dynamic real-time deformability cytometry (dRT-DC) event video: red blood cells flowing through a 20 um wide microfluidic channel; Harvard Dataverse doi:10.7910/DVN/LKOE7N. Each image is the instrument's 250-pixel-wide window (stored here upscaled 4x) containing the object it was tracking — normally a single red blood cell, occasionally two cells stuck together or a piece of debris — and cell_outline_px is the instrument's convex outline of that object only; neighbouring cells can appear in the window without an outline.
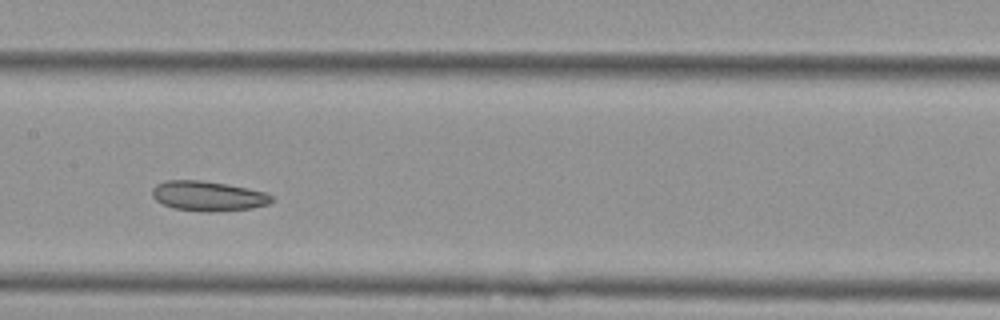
{"species": "Egyptian fruit bat (a non-hibernating species)", "species_latin": "Rousettus aegyptiacus", "temperature_condition": "cold", "stored_images_in_passage": 9, "camera_frame_rate_fps": 3000, "um_per_image_px": 0.085, "animal": {"sex": "female"}, "frame": {"image": 1, "passage_image": 6, "time_ms": 1.667, "image_size_px": [1000, 320], "cell_outline_px": [[272, 200], [268, 204], [252, 208], [208, 212], [172, 208], [156, 200], [152, 196], [152, 188], [156, 184], [168, 180], [200, 180], [248, 188], [264, 192], [272, 196]], "centroid_in_image_um": [17.65, 16.66], "position_along_channel_um": 189.7, "area_um2": 20.58}}
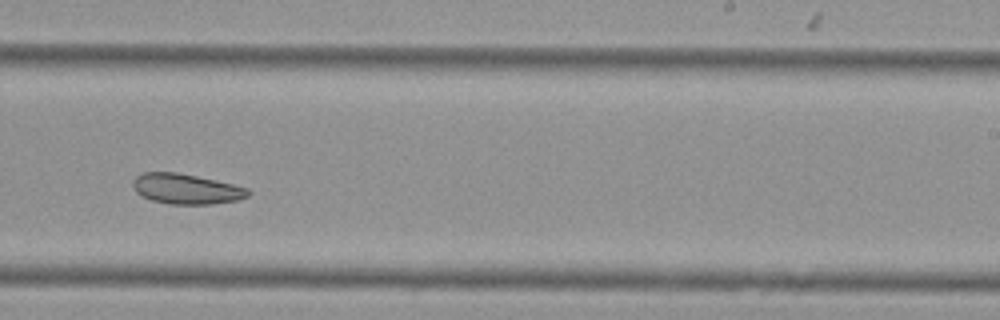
{"frame": {"image": 2, "passage_image": 8, "time_ms": 2.333, "image_size_px": [1000, 320], "cell_outline_px": [[252, 192], [248, 196], [236, 200], [212, 204], [168, 204], [152, 200], [136, 192], [132, 188], [132, 180], [136, 176], [144, 172], [176, 172], [216, 180], [248, 188]], "centroid_in_image_um": [15.81, 16.05], "position_along_channel_um": 273.2, "area_um2": 20.29}}
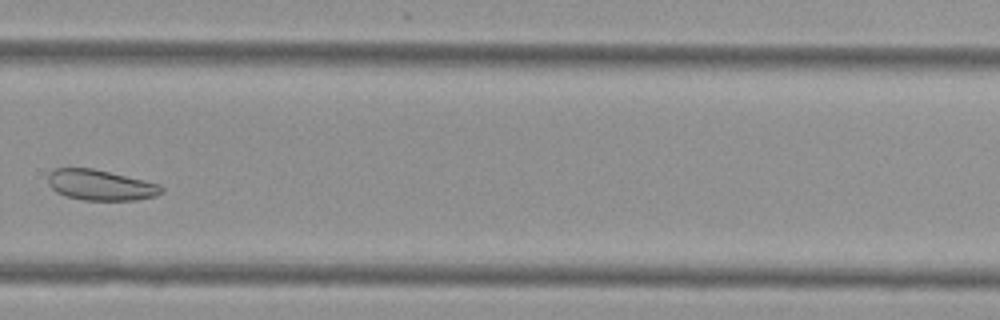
{"frame": {"image": 3, "passage_image": 9, "time_ms": 2.667, "image_size_px": [1000, 320], "cell_outline_px": [[164, 192], [156, 196], [136, 200], [84, 200], [64, 196], [56, 192], [48, 184], [48, 172], [56, 168], [92, 168], [144, 180], [160, 184], [164, 188]], "centroid_in_image_um": [8.54, 15.73], "position_along_channel_um": 321.3, "area_um2": 20.35}}